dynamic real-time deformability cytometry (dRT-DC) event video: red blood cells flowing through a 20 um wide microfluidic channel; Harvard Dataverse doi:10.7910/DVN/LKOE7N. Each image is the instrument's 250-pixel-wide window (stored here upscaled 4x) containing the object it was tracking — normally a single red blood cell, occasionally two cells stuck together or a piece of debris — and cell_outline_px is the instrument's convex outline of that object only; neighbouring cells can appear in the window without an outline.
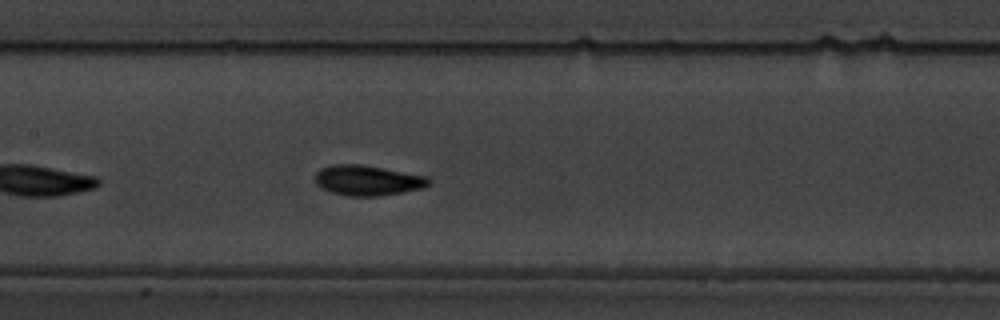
{"species": "common noctule bat (a hibernating species)", "species_latin": "Nyctalus noctula", "temperature_condition": "warm", "stored_images_in_passage": 39, "camera_frame_rate_fps": 3000, "um_per_image_px": 0.085, "animal": {"sex": "male", "body_mass_g": 19.5, "forearm_length_mm": 54.6}, "frame": {"image": 1, "passage_image": 12, "time_ms": 3.667, "image_size_px": [1000, 320], "cell_outline_px": [[432, 180], [424, 188], [404, 192], [380, 196], [344, 196], [320, 188], [316, 184], [316, 172], [320, 168], [332, 164], [360, 164], [384, 168], [428, 176]], "centroid_in_image_um": [31.25, 15.33], "position_along_channel_um": 176.1, "area_um2": 20.29}, "authors_computed_cell_mechanics": {"area_um2": 18.6116, "velocity_mm_per_s": 3.5294, "shape_relaxation_time_tau1_ms": 2.8914, "shape_relaxation_time_tau2_ms": 2.2693, "deformation_change_tau1": 0.1409, "deformation_change_tau2": 0.0715}}